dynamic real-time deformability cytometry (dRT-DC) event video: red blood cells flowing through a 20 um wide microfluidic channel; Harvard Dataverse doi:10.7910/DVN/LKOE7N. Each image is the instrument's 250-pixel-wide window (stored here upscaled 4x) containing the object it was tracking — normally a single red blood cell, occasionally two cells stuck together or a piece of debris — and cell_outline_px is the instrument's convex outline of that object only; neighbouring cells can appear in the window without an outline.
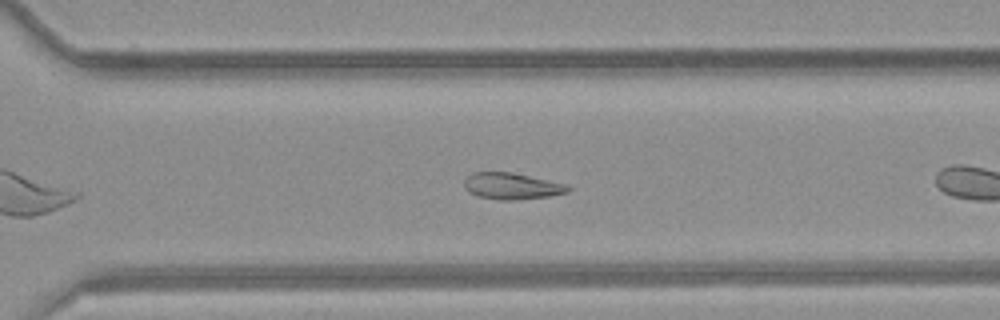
{"species": "common noctule bat (a hibernating species)", "species_latin": "Nyctalus noctula", "temperature_condition": "room temperature", "stored_images_in_passage": 38, "camera_frame_rate_fps": 3000, "um_per_image_px": 0.085, "animal": {"sex": "female", "body_mass_g": 21.9}, "frame": {"image": 1, "passage_image": 22, "time_ms": 7.0, "image_size_px": [1000, 320], "cell_outline_px": [[572, 188], [568, 192], [548, 196], [512, 200], [500, 200], [476, 196], [468, 192], [464, 188], [464, 180], [472, 172], [512, 172], [568, 184]], "centroid_in_image_um": [43.49, 15.81], "position_along_channel_um": 327.1, "area_um2": 16.13}}